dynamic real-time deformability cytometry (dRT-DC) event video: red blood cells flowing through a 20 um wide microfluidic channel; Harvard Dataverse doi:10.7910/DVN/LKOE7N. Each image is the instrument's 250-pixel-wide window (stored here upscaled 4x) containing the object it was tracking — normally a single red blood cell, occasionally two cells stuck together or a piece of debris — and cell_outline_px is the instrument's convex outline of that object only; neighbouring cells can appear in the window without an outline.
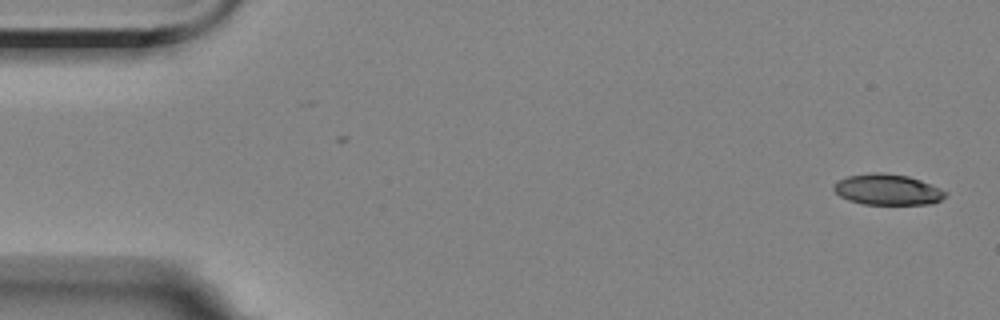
{"species": "Egyptian fruit bat (a non-hibernating species)", "species_latin": "Rousettus aegyptiacus", "temperature_condition": "room temperature", "stored_images_in_passage": 5, "camera_frame_rate_fps": 3000, "um_per_image_px": 0.085, "animal": {"sex": "female"}, "frame": {"image": 1, "passage_image": 1, "time_ms": 0.0, "image_size_px": [1000, 320], "cell_outline_px": [[948, 196], [932, 204], [864, 204], [848, 200], [840, 196], [832, 188], [832, 184], [848, 176], [872, 172], [880, 172], [908, 176], [920, 180], [940, 188], [948, 192]], "centroid_in_image_um": [75.45, 16.11], "position_along_channel_um": 9.5, "area_um2": 20.11}}
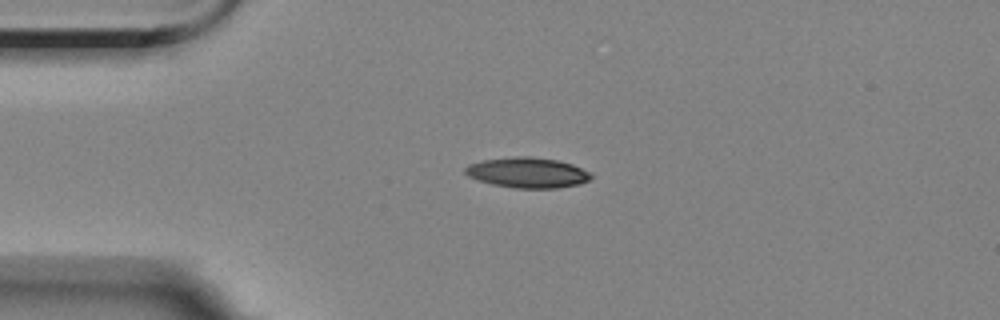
{"frame": {"image": 2, "passage_image": 4, "time_ms": 3.667, "image_size_px": [1000, 320], "cell_outline_px": [[592, 176], [588, 180], [580, 184], [556, 188], [512, 188], [492, 184], [468, 176], [464, 172], [464, 168], [468, 164], [484, 160], [516, 156], [528, 156], [556, 160], [572, 164], [588, 172]], "centroid_in_image_um": [44.81, 14.67], "position_along_channel_um": 40.2, "area_um2": 22.08}}